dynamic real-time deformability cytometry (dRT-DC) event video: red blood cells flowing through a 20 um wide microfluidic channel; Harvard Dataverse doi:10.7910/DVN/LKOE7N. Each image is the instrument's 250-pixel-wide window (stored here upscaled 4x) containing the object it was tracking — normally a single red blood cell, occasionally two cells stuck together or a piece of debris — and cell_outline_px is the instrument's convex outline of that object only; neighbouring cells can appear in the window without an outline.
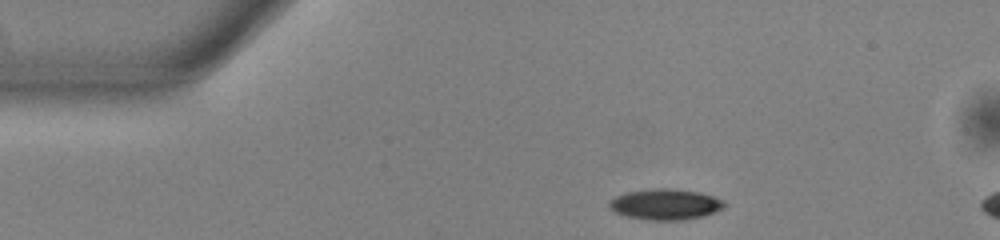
{"species": "common noctule bat (a hibernating species)", "species_latin": "Nyctalus noctula", "temperature_condition": "warm", "stored_images_in_passage": 44, "camera_frame_rate_fps": 3000, "um_per_image_px": 0.085, "animal": {"sex": "male", "body_mass_g": 13.0, "forearm_length_mm": 53.1}, "frame": {"image": 1, "passage_image": 1, "time_ms": 0.0, "image_size_px": [1000, 240], "cell_outline_px": [[728, 204], [724, 208], [704, 216], [684, 220], [652, 220], [628, 216], [616, 212], [608, 208], [608, 204], [616, 196], [628, 192], [656, 188], [668, 188], [700, 192], [724, 200]], "centroid_in_image_um": [56.61, 17.37], "position_along_channel_um": 28.4, "area_um2": 20.58}}
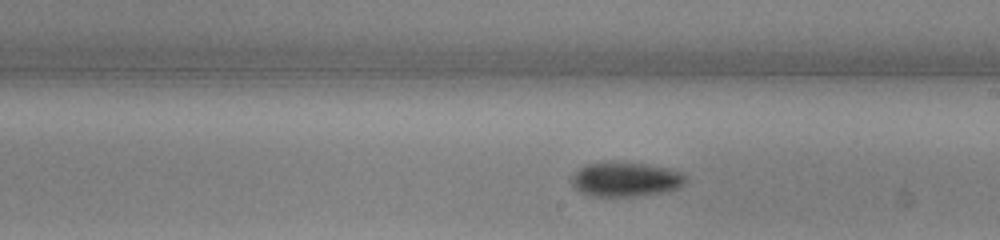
{"frame": {"image": 2, "passage_image": 21, "time_ms": 6.667, "image_size_px": [1000, 240], "cell_outline_px": [[688, 180], [684, 184], [668, 192], [632, 196], [592, 196], [580, 192], [572, 184], [572, 176], [580, 168], [588, 164], [608, 160], [612, 160], [648, 164], [668, 168], [680, 172], [688, 176]], "centroid_in_image_um": [53.21, 15.22], "position_along_channel_um": 235.8, "area_um2": 23.29}}
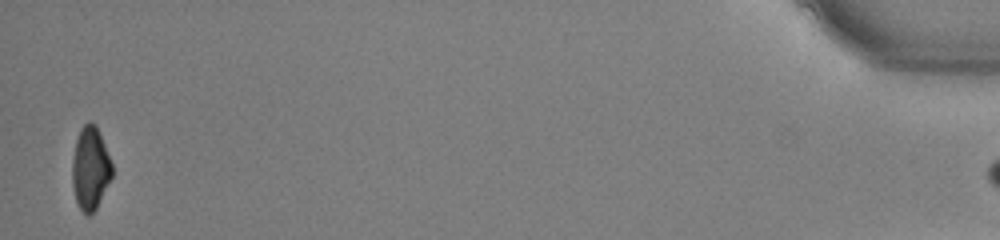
{"frame": {"image": 3, "passage_image": 43, "time_ms": 14.0, "image_size_px": [1000, 240], "cell_outline_px": [[112, 176], [96, 208], [88, 216], [80, 208], [76, 200], [72, 184], [72, 160], [76, 140], [80, 128], [88, 120], [96, 124], [112, 164]], "centroid_in_image_um": [7.67, 14.27], "position_along_channel_um": 427.5, "area_um2": 19.07}}